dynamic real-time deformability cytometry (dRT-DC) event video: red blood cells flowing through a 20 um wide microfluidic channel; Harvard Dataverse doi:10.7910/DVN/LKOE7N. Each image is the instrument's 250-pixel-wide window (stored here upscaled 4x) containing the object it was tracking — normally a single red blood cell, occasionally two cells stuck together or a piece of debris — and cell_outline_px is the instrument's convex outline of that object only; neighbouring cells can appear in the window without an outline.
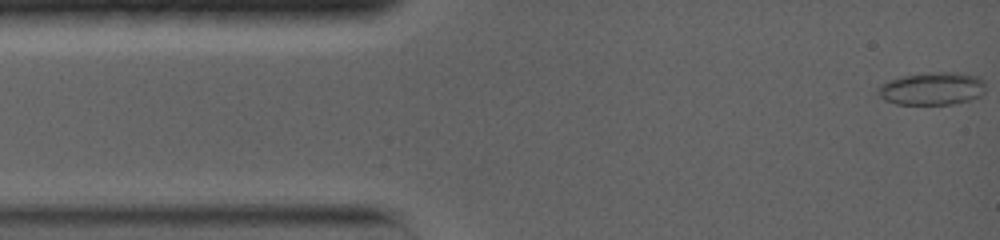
{"species": "common noctule bat (a hibernating species)", "species_latin": "Nyctalus noctula", "temperature_condition": "warm", "stored_images_in_passage": 42, "camera_frame_rate_fps": 5000, "um_per_image_px": 0.085, "animal": {"sex": "female", "body_mass_g": 19.0, "forearm_length_mm": 56.7}, "frame": {"image": 1, "passage_image": 1, "time_ms": 0.0, "image_size_px": [1000, 240], "cell_outline_px": [[984, 92], [980, 96], [968, 100], [952, 104], [896, 104], [884, 100], [876, 92], [876, 88], [880, 84], [888, 80], [904, 76], [928, 72], [960, 72], [980, 76], [984, 80]], "centroid_in_image_um": [79.22, 7.52], "position_along_channel_um": 5.8, "area_um2": 20.81}}
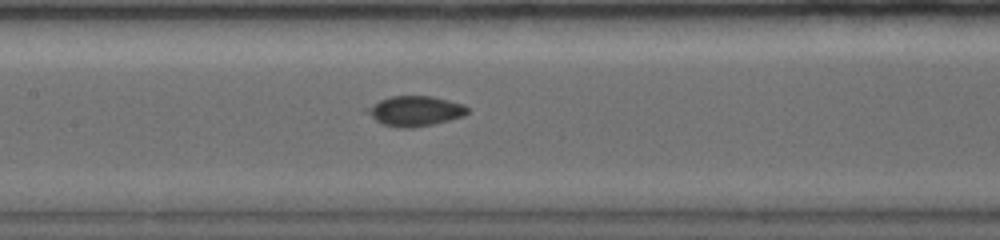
{"frame": {"image": 2, "passage_image": 17, "time_ms": 3.2, "image_size_px": [1000, 240], "cell_outline_px": [[468, 112], [464, 116], [432, 124], [412, 128], [400, 128], [384, 124], [376, 120], [364, 112], [364, 108], [380, 100], [392, 96], [432, 96], [464, 104], [468, 108]], "centroid_in_image_um": [35.26, 9.43], "position_along_channel_um": 172.1, "area_um2": 17.57}}
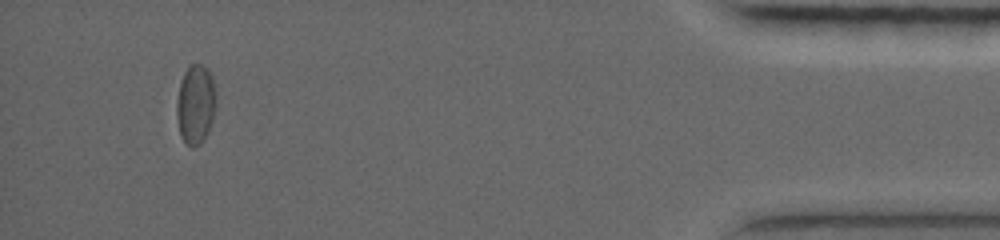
{"frame": {"image": 3, "passage_image": 37, "time_ms": 7.2, "image_size_px": [1000, 240], "cell_outline_px": [[212, 120], [208, 132], [200, 144], [192, 148], [184, 140], [180, 132], [176, 116], [176, 104], [180, 84], [184, 72], [192, 64], [204, 64], [212, 80]], "centroid_in_image_um": [16.56, 8.89], "position_along_channel_um": 418.6, "area_um2": 17.28}}